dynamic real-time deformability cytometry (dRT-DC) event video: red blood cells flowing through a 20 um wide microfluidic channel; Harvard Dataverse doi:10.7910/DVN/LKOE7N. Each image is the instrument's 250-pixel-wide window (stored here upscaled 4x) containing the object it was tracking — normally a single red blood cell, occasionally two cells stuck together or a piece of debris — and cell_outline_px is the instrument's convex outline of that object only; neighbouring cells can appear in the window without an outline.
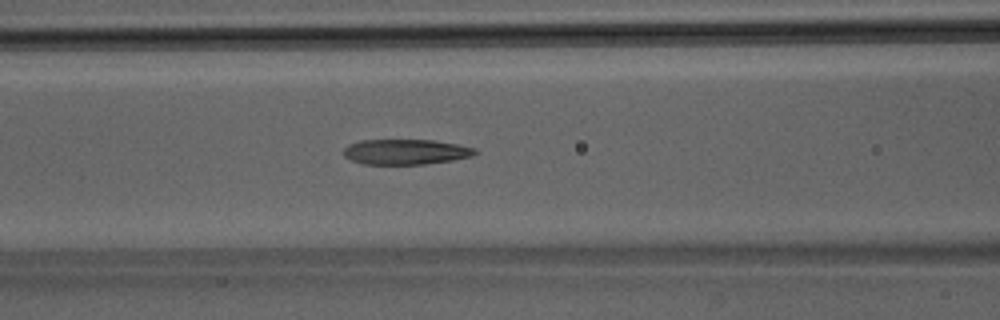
{"species": "Egyptian fruit bat (a non-hibernating species)", "species_latin": "Rousettus aegyptiacus", "temperature_condition": "room temperature", "stored_images_in_passage": 23, "camera_frame_rate_fps": 3000, "um_per_image_px": 0.085, "animal": {"sex": "male"}, "frame": {"image": 1, "passage_image": 10, "time_ms": 3.0, "image_size_px": [1000, 320], "cell_outline_px": [[480, 152], [472, 156], [452, 160], [424, 164], [364, 164], [352, 160], [344, 156], [344, 148], [348, 144], [360, 140], [432, 140], [456, 144], [476, 148]], "centroid_in_image_um": [34.5, 12.9], "position_along_channel_um": 132.1, "area_um2": 19.36}}